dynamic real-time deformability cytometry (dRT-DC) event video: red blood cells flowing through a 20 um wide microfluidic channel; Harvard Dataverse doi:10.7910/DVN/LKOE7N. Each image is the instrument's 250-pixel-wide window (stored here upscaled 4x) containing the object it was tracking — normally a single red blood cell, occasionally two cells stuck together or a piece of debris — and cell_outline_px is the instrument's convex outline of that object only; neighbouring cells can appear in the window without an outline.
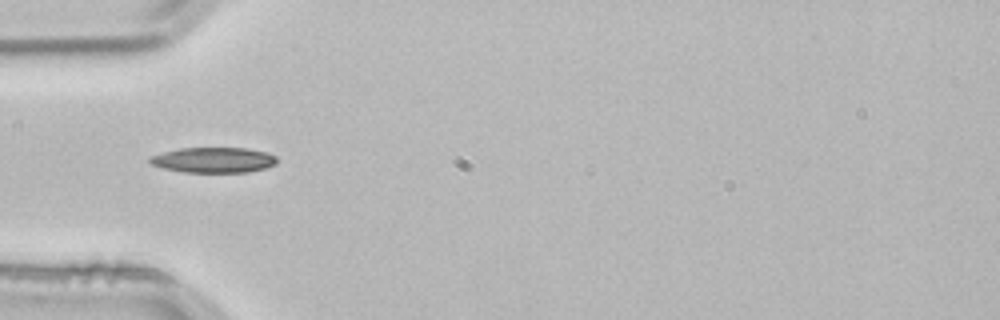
{"species": "common noctule bat (a hibernating species)", "species_latin": "Nyctalus noctula", "temperature_condition": "room temperature", "stored_images_in_passage": 1, "camera_frame_rate_fps": 3000, "um_per_image_px": 0.085, "animal": {"sex": "male", "body_mass_g": 21.5, "forearm_length_mm": 52.0}, "frame": {"image": 1, "passage_image": 1, "time_ms": 0.0, "image_size_px": [1000, 320], "cell_outline_px": [[276, 164], [264, 168], [248, 172], [184, 172], [164, 168], [152, 164], [148, 160], [152, 156], [164, 152], [180, 148], [248, 148], [268, 152], [276, 156]], "centroid_in_image_um": [18.19, 13.59], "position_along_channel_um": 66.8, "area_um2": 18.67}}